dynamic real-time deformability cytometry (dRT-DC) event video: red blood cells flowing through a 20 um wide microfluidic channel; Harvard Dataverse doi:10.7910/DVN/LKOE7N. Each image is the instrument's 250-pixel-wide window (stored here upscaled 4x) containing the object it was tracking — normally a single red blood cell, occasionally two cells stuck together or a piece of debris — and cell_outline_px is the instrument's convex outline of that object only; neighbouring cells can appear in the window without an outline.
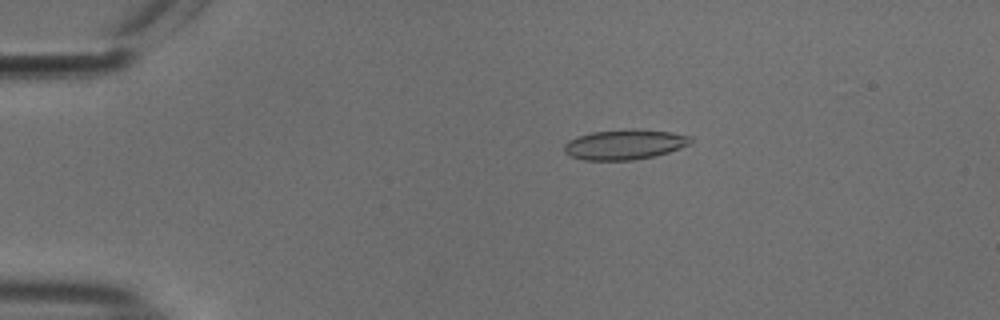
{"species": "common noctule bat (a hibernating species)", "species_latin": "Nyctalus noctula", "temperature_condition": "cold", "stored_images_in_passage": 54, "camera_frame_rate_fps": 3000, "um_per_image_px": 0.085, "animal": {"sex": "male", "body_mass_g": 18.8}, "frame": {"image": 1, "passage_image": 11, "time_ms": 3.333, "image_size_px": [1000, 320], "cell_outline_px": [[692, 140], [688, 144], [680, 148], [656, 156], [632, 160], [584, 160], [568, 156], [564, 152], [564, 144], [568, 140], [592, 132], [624, 128], [640, 128], [672, 132], [692, 136]], "centroid_in_image_um": [53.09, 12.27], "position_along_channel_um": 31.9, "area_um2": 22.54}}
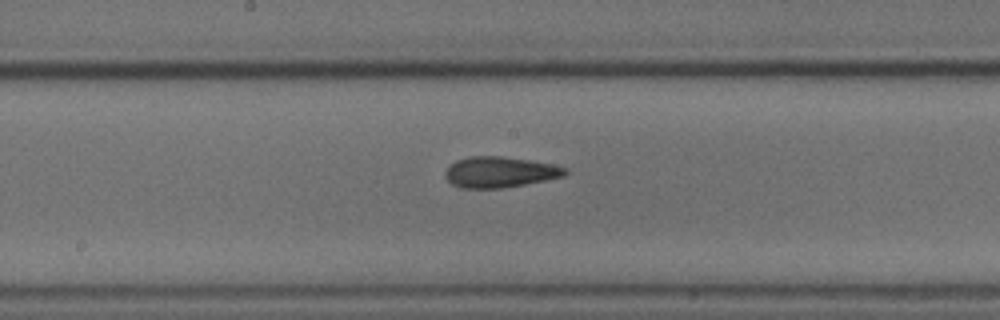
{"frame": {"image": 2, "passage_image": 29, "time_ms": 9.333, "image_size_px": [1000, 320], "cell_outline_px": [[568, 172], [564, 176], [504, 188], [460, 188], [452, 184], [444, 176], [444, 172], [448, 164], [456, 160], [472, 156], [500, 156], [528, 160], [552, 164], [568, 168]], "centroid_in_image_um": [42.44, 14.63], "position_along_channel_um": 205.8, "area_um2": 21.56}}
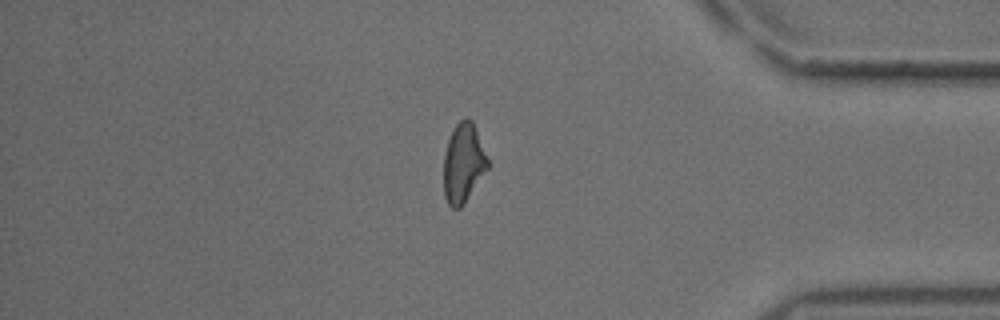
{"frame": {"image": 3, "passage_image": 46, "time_ms": 15.0, "image_size_px": [1000, 320], "cell_outline_px": [[492, 164], [464, 204], [460, 208], [452, 208], [448, 204], [444, 196], [444, 152], [448, 140], [456, 124], [460, 120], [468, 116], [472, 120]], "centroid_in_image_um": [39.42, 13.86], "position_along_channel_um": 395.8, "area_um2": 20.81}, "authors_computed_cell_mechanics": {"area_um2": 21.2415, "velocity_mm_per_s": 3.782, "shape_relaxation_time_tau1_ms": 9.1717, "shape_relaxation_time_tau2_ms": 2.7442, "deformation_change_tau1": 0.1853, "deformation_change_tau2": 0.0935}}